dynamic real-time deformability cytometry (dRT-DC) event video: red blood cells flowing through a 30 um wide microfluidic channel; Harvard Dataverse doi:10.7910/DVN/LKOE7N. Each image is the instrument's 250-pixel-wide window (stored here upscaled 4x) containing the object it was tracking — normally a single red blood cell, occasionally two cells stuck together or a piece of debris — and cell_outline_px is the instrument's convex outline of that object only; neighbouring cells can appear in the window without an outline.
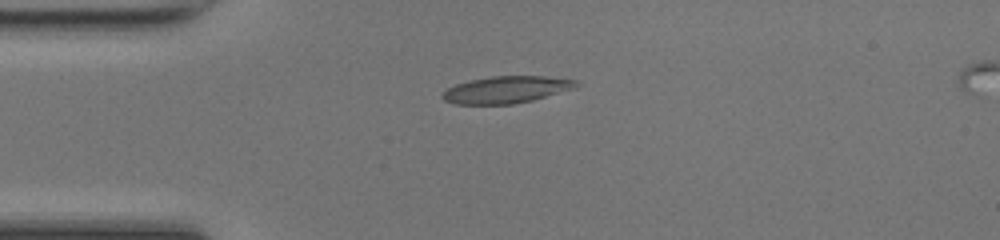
{"species": "common noctule bat (a hibernating species)", "species_latin": "Nyctalus noctula", "temperature_condition": "room temperature", "stored_images_in_passage": 37, "camera_frame_rate_fps": 3000, "um_per_image_px": 0.085, "animal": {"sex": "female", "body_mass_g": 17.0, "forearm_length_mm": 48.0}, "frame": {"image": 1, "passage_image": 1, "time_ms": 0.0, "image_size_px": [1000, 240], "cell_outline_px": [[580, 84], [576, 88], [532, 100], [512, 104], [456, 104], [444, 100], [440, 96], [448, 88], [456, 84], [472, 80], [492, 76], [544, 76], [576, 80]], "centroid_in_image_um": [43.06, 7.62], "position_along_channel_um": 41.9, "area_um2": 20.87}}
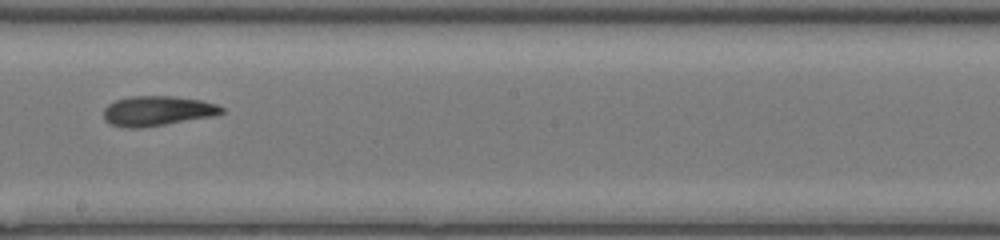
{"frame": {"image": 2, "passage_image": 16, "time_ms": 5.0, "image_size_px": [1000, 240], "cell_outline_px": [[224, 112], [212, 116], [140, 128], [124, 128], [108, 124], [104, 120], [104, 108], [108, 104], [116, 100], [128, 96], [172, 96], [200, 100], [216, 104], [224, 108]], "centroid_in_image_um": [13.32, 9.43], "position_along_channel_um": 234.9, "area_um2": 20.52}}
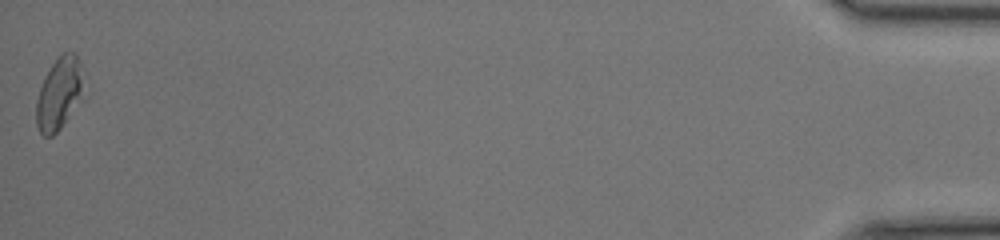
{"frame": {"image": 3, "passage_image": 37, "time_ms": 12.0, "image_size_px": [1000, 240], "cell_outline_px": [[92, 92], [60, 128], [52, 136], [44, 136], [40, 132], [36, 124], [36, 100], [44, 76], [60, 52], [76, 52], [80, 60]], "centroid_in_image_um": [5.19, 7.9], "position_along_channel_um": 430.0, "area_um2": 21.79}, "authors_computed_cell_mechanics": {"area_um2": 20.4034, "velocity_mm_per_s": 4.3003, "shape_relaxation_time_tau1_ms": 10.9935, "shape_relaxation_time_tau2_ms": 7.7205, "deformation_change_tau1": 0.2616, "deformation_change_tau2": 0.1943}}